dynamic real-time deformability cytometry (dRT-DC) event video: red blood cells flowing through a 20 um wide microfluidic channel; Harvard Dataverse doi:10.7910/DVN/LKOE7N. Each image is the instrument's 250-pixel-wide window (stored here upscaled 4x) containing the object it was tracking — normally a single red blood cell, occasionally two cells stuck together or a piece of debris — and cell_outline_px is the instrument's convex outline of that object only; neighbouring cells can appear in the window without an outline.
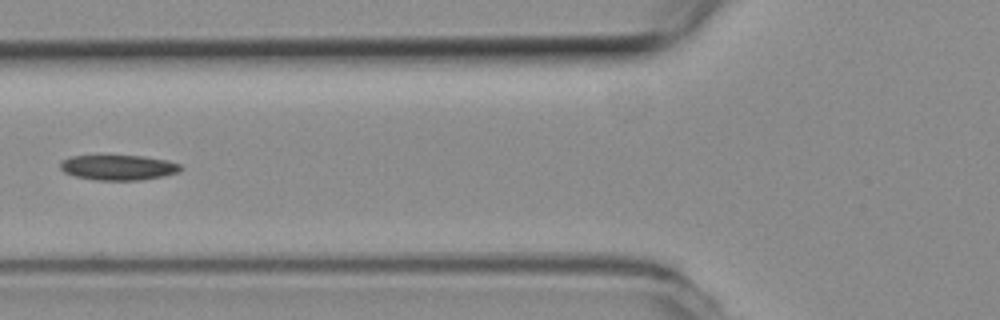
{"species": "common noctule bat (a hibernating species)", "species_latin": "Nyctalus noctula", "temperature_condition": "room temperature", "stored_images_in_passage": 5, "camera_frame_rate_fps": 3000, "um_per_image_px": 0.085, "animal": {"sex": "female", "body_mass_g": 19.3, "forearm_length_mm": 54.1}, "frame": {"image": 1, "passage_image": 4, "time_ms": 1.0, "image_size_px": [1000, 320], "cell_outline_px": [[184, 168], [180, 172], [164, 176], [140, 180], [96, 180], [76, 176], [64, 172], [60, 168], [60, 160], [72, 156], [144, 156], [168, 160], [180, 164]], "centroid_in_image_um": [10.1, 14.23], "position_along_channel_um": 115.7, "area_um2": 17.74}}
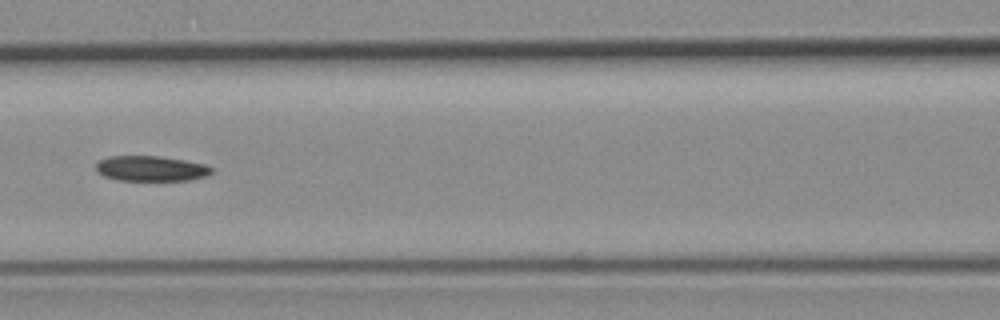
{"frame": {"image": 2, "passage_image": 5, "time_ms": 1.333, "image_size_px": [1000, 320], "cell_outline_px": [[212, 172], [208, 176], [188, 180], [116, 180], [104, 176], [96, 172], [96, 164], [100, 160], [108, 156], [160, 156], [184, 160], [204, 164], [212, 168]], "centroid_in_image_um": [12.81, 14.32], "position_along_channel_um": 153.8, "area_um2": 17.05}}